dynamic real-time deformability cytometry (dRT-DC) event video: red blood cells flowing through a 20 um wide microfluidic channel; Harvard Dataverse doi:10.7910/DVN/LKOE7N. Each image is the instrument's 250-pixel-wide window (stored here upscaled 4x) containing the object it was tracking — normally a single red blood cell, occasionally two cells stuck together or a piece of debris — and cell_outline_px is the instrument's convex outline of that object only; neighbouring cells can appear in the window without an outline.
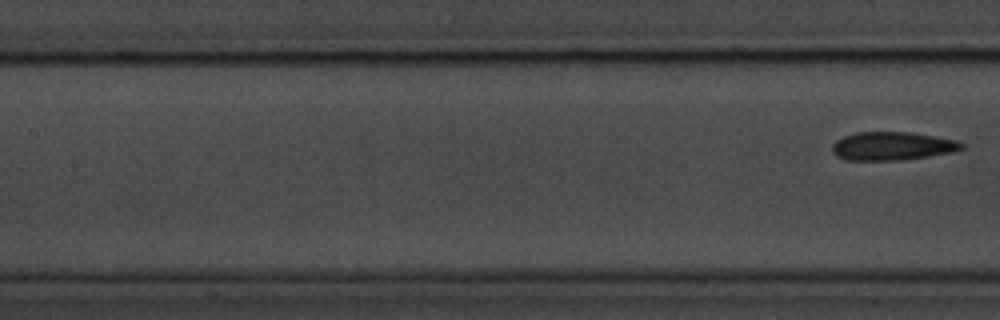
{"species": "common noctule bat (a hibernating species)", "species_latin": "Nyctalus noctula", "temperature_condition": "room temperature", "stored_images_in_passage": 8, "segment_of_instrument_passage": [2, 2], "camera_frame_rate_fps": 3000, "um_per_image_px": 0.085, "animal": {"sex": "male", "body_mass_g": 20.1, "forearm_length_mm": 53.5}, "frame": {"image": 1, "passage_image": 8, "time_ms": 9.0, "image_size_px": [1000, 320], "cell_outline_px": [[964, 148], [952, 152], [928, 156], [900, 160], [848, 160], [836, 156], [832, 152], [832, 144], [836, 140], [844, 136], [856, 132], [908, 132], [956, 140], [964, 144]], "centroid_in_image_um": [75.8, 12.41], "position_along_channel_um": 131.6, "area_um2": 21.27}}